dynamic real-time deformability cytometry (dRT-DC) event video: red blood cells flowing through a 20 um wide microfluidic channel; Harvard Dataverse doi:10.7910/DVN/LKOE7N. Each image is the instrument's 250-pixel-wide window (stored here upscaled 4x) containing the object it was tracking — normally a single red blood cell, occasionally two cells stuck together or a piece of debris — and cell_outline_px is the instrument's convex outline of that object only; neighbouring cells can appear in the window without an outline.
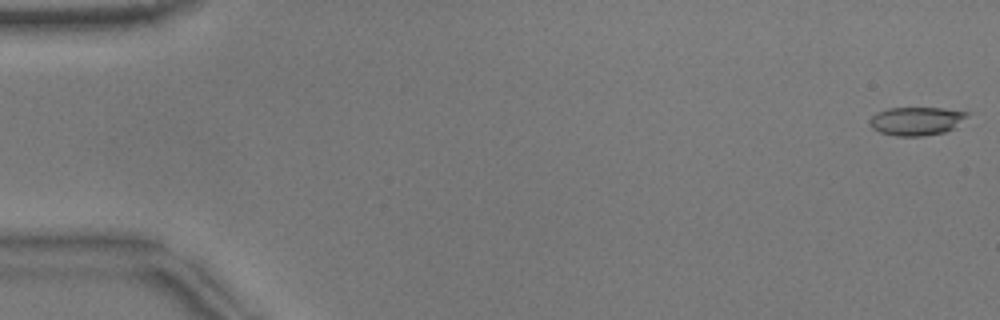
{"species": "common noctule bat (a hibernating species)", "species_latin": "Nyctalus noctula", "temperature_condition": "warm", "stored_images_in_passage": 53, "camera_frame_rate_fps": 3000, "um_per_image_px": 0.085, "animal": {"sex": "male", "body_mass_g": 17.9}, "frame": {"image": 1, "passage_image": 1, "time_ms": 0.0, "image_size_px": [1000, 320], "cell_outline_px": [[972, 112], [956, 128], [944, 132], [924, 136], [896, 136], [880, 132], [872, 128], [868, 120], [876, 112], [888, 108], [944, 108]], "centroid_in_image_um": [77.93, 10.28], "position_along_channel_um": 7.1, "area_um2": 16.42}}
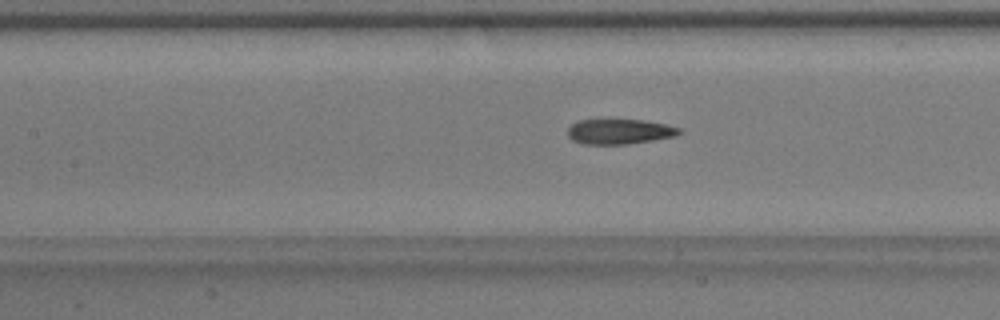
{"frame": {"image": 2, "passage_image": 24, "time_ms": 7.667, "image_size_px": [1000, 320], "cell_outline_px": [[684, 132], [676, 136], [628, 144], [584, 144], [572, 140], [568, 136], [568, 128], [572, 124], [580, 120], [644, 120], [664, 124], [680, 128]], "centroid_in_image_um": [52.67, 11.19], "position_along_channel_um": 154.7, "area_um2": 16.24}}
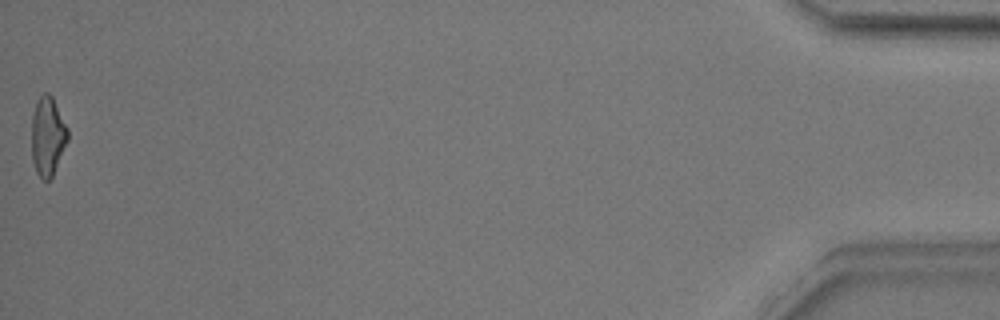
{"frame": {"image": 3, "passage_image": 53, "time_ms": 17.333, "image_size_px": [1000, 320], "cell_outline_px": [[68, 140], [52, 176], [48, 180], [44, 180], [36, 172], [32, 160], [32, 112], [36, 100], [44, 92], [48, 92], [52, 96], [68, 128]], "centroid_in_image_um": [4.04, 11.54], "position_along_channel_um": 431.2, "area_um2": 16.65}, "authors_computed_cell_mechanics": {"area_um2": 16.8198, "velocity_mm_per_s": 3.8501, "shape_relaxation_time_tau1_ms": 6.8665, "shape_relaxation_time_tau2_ms": 2.2238, "deformation_change_tau1": 0.2042, "deformation_change_tau2": 0.1123}}